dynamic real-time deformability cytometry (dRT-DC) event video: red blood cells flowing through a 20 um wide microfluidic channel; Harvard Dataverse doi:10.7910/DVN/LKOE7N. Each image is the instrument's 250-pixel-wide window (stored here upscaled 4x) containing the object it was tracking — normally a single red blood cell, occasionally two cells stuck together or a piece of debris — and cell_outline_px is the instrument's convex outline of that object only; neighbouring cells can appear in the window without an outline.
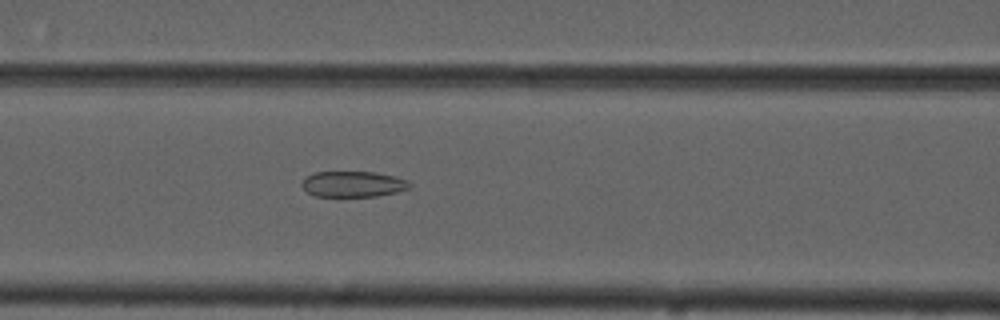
{"species": "common noctule bat (a hibernating species)", "species_latin": "Nyctalus noctula", "temperature_condition": "cold", "stored_images_in_passage": 43, "camera_frame_rate_fps": 3000, "um_per_image_px": 0.085, "animal": {"sex": "male", "forearm_length_mm": 52.5}, "frame": {"image": 1, "passage_image": 12, "time_ms": 3.667, "image_size_px": [1000, 320], "cell_outline_px": [[412, 188], [396, 192], [376, 196], [316, 196], [308, 192], [304, 188], [304, 180], [308, 176], [316, 172], [372, 172], [392, 176], [408, 180], [412, 184]], "centroid_in_image_um": [30.08, 15.65], "position_along_channel_um": 136.5, "area_um2": 15.9}}
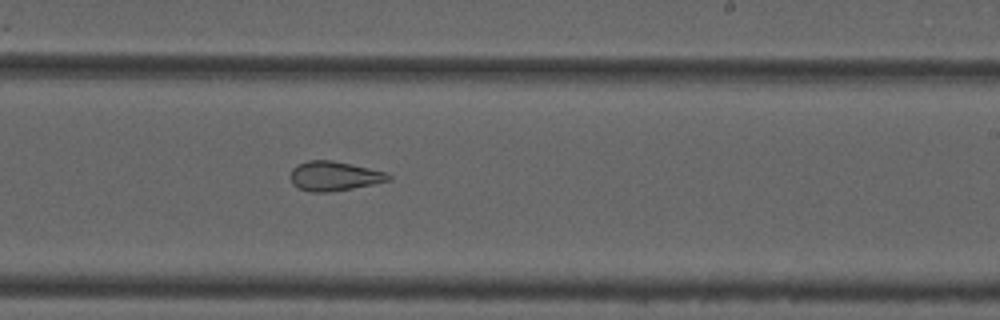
{"frame": {"image": 2, "passage_image": 22, "time_ms": 7.0, "image_size_px": [1000, 320], "cell_outline_px": [[392, 180], [332, 192], [312, 192], [300, 188], [292, 184], [292, 168], [308, 160], [332, 160], [352, 164], [388, 172], [392, 176]], "centroid_in_image_um": [28.46, 14.96], "position_along_channel_um": 260.5, "area_um2": 16.76}}
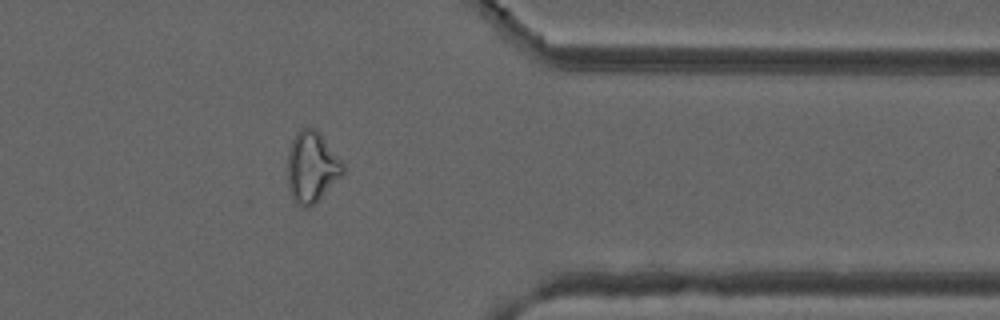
{"frame": {"image": 3, "passage_image": 33, "time_ms": 10.667, "image_size_px": [1000, 320], "cell_outline_px": [[344, 172], [308, 208], [304, 208], [296, 204], [292, 200], [288, 188], [288, 148], [296, 132], [300, 128], [316, 128], [320, 132], [344, 164]], "centroid_in_image_um": [26.46, 14.16], "position_along_channel_um": 384.9, "area_um2": 22.72}, "authors_computed_cell_mechanics": {"area_um2": 19.1896, "velocity_mm_per_s": 3.7281, "shape_relaxation_time_tau1_ms": null, "shape_relaxation_time_tau2_ms": 2.3134, "deformation_change_tau1": null, "deformation_change_tau2": 0.0831}}